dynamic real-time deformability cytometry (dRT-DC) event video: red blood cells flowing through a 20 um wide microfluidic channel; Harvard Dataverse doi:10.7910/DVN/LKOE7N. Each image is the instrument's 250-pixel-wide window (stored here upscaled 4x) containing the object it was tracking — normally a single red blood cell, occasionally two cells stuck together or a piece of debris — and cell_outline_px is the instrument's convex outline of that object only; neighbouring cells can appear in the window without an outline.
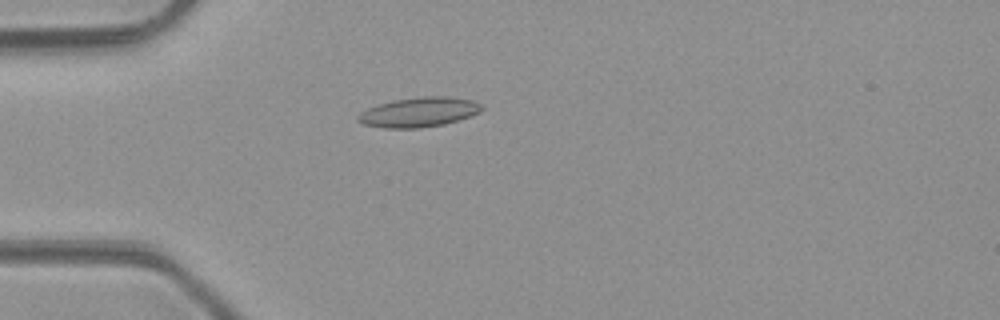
{"species": "common noctule bat (a hibernating species)", "species_latin": "Nyctalus noctula", "temperature_condition": "room temperature", "stored_images_in_passage": 49, "camera_frame_rate_fps": 3000, "um_per_image_px": 0.085, "animal": {"sex": "male", "body_mass_g": 23.1, "forearm_length_mm": 52.7}, "frame": {"image": 1, "passage_image": 14, "time_ms": 4.333, "image_size_px": [1000, 320], "cell_outline_px": [[484, 108], [480, 112], [472, 116], [444, 124], [420, 128], [384, 128], [364, 124], [356, 120], [356, 116], [360, 112], [368, 108], [392, 100], [424, 96], [448, 96], [472, 100], [480, 104]], "centroid_in_image_um": [35.61, 9.53], "position_along_channel_um": 49.4, "area_um2": 21.5}}
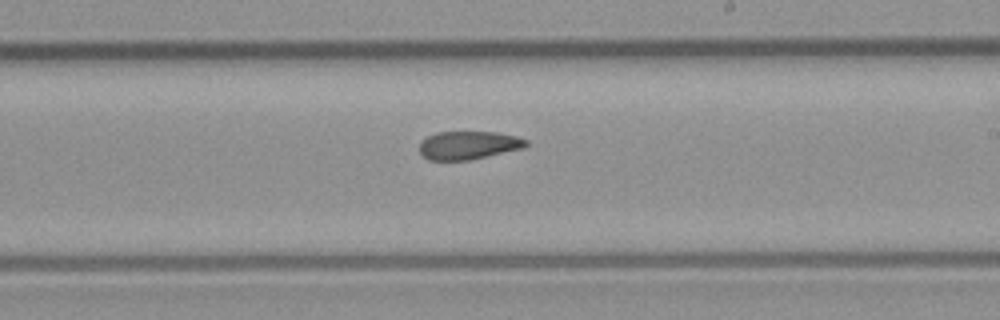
{"frame": {"image": 2, "passage_image": 29, "time_ms": 9.333, "image_size_px": [1000, 320], "cell_outline_px": [[528, 144], [524, 148], [468, 160], [428, 160], [420, 152], [420, 140], [436, 132], [496, 132], [516, 136], [528, 140]], "centroid_in_image_um": [39.81, 12.34], "position_along_channel_um": 249.2, "area_um2": 17.51}}
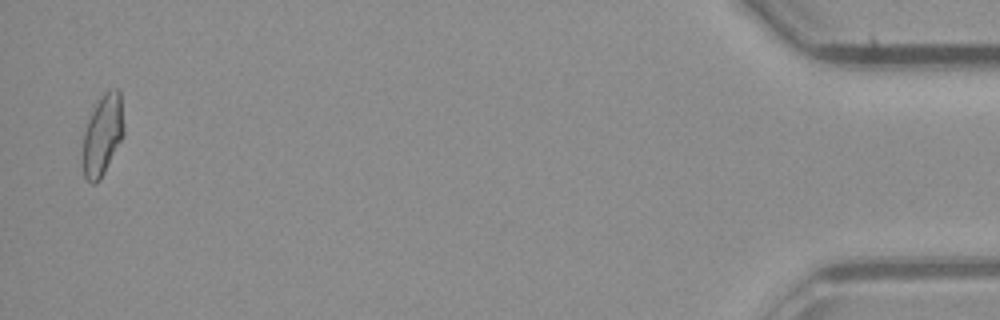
{"frame": {"image": 3, "passage_image": 48, "time_ms": 15.667, "image_size_px": [1000, 320], "cell_outline_px": [[124, 132], [100, 180], [92, 184], [84, 176], [84, 132], [88, 120], [96, 104], [104, 92], [108, 88], [120, 88], [124, 128]], "centroid_in_image_um": [8.74, 11.4], "position_along_channel_um": 426.5, "area_um2": 18.84}, "authors_computed_cell_mechanics": {"area_um2": 19.0162, "velocity_mm_per_s": 4.2606, "shape_relaxation_time_tau1_ms": null, "shape_relaxation_time_tau2_ms": 5.5744, "deformation_change_tau1": null, "deformation_change_tau2": 0.1389}}